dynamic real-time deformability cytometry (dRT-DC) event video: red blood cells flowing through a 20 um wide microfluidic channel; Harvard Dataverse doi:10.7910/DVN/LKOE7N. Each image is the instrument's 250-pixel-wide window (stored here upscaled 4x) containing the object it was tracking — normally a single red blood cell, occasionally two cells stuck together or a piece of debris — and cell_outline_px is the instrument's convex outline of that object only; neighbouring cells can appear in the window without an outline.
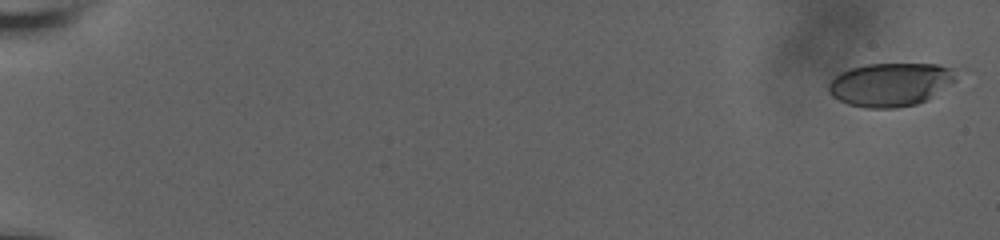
{"species": "human", "species_latin": "Homo sapiens", "temperature_condition": "room temperature", "stored_images_in_passage": 8, "camera_frame_rate_fps": 3000, "um_per_image_px": 0.085, "donor": {"sex": "male"}, "frame": {"image": 1, "passage_image": 2, "time_ms": 0.333, "image_size_px": [1000, 240], "cell_outline_px": [[960, 72], [956, 80], [928, 100], [916, 104], [896, 108], [864, 108], [848, 104], [832, 96], [828, 92], [828, 84], [840, 72], [852, 68], [868, 64], [940, 64], [952, 68]], "centroid_in_image_um": [75.73, 7.18], "position_along_channel_um": 9.3, "area_um2": 32.54}}